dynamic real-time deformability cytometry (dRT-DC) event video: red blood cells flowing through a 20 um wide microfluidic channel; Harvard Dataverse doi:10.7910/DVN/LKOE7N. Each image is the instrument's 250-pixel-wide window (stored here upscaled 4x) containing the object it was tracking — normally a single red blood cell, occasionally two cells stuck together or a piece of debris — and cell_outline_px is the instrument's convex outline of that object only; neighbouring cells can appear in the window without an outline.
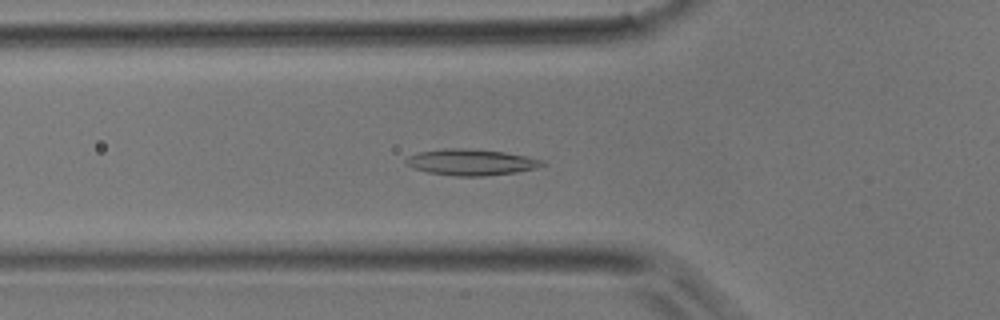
{"species": "common noctule bat (a hibernating species)", "species_latin": "Nyctalus noctula", "temperature_condition": "room temperature", "stored_images_in_passage": 44, "camera_frame_rate_fps": 3000, "um_per_image_px": 0.085, "animal": {"sex": "male", "body_mass_g": 17.9}, "frame": {"image": 1, "passage_image": 14, "time_ms": 4.333, "image_size_px": [1000, 320], "cell_outline_px": [[548, 164], [536, 168], [516, 172], [484, 176], [456, 176], [428, 172], [412, 168], [404, 160], [408, 156], [416, 152], [444, 148], [464, 148], [504, 152], [528, 156], [544, 160]], "centroid_in_image_um": [40.06, 13.78], "position_along_channel_um": 85.7, "area_um2": 20.92}}
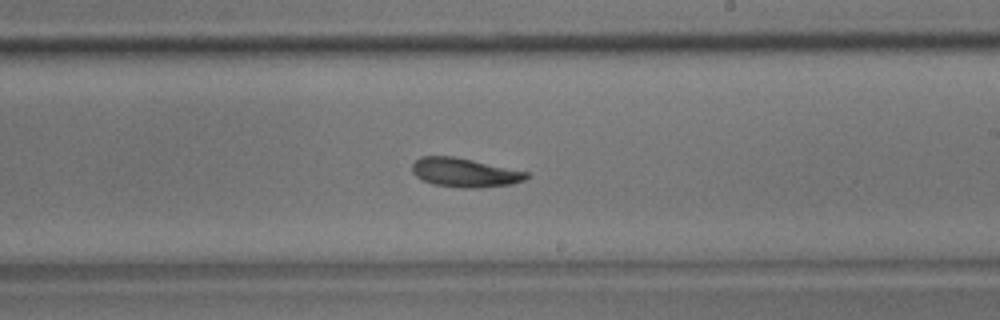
{"frame": {"image": 2, "passage_image": 25, "time_ms": 8.0, "image_size_px": [1000, 320], "cell_outline_px": [[528, 176], [524, 180], [512, 184], [480, 188], [460, 188], [432, 184], [416, 176], [412, 172], [412, 164], [420, 156], [452, 156], [472, 160], [528, 172]], "centroid_in_image_um": [39.47, 14.67], "position_along_channel_um": 249.5, "area_um2": 19.25}}
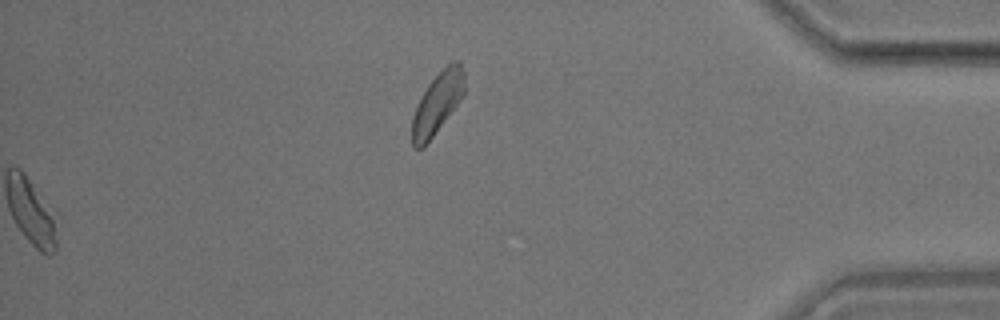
{"frame": {"image": 3, "passage_image": 44, "time_ms": 14.333, "image_size_px": [1000, 320], "cell_outline_px": [[464, 92], [460, 100], [424, 148], [412, 148], [412, 116], [420, 96], [428, 84], [448, 64], [456, 60], [460, 60], [464, 72]], "centroid_in_image_um": [37.16, 8.78], "position_along_channel_um": 398.0, "area_um2": 18.61}}